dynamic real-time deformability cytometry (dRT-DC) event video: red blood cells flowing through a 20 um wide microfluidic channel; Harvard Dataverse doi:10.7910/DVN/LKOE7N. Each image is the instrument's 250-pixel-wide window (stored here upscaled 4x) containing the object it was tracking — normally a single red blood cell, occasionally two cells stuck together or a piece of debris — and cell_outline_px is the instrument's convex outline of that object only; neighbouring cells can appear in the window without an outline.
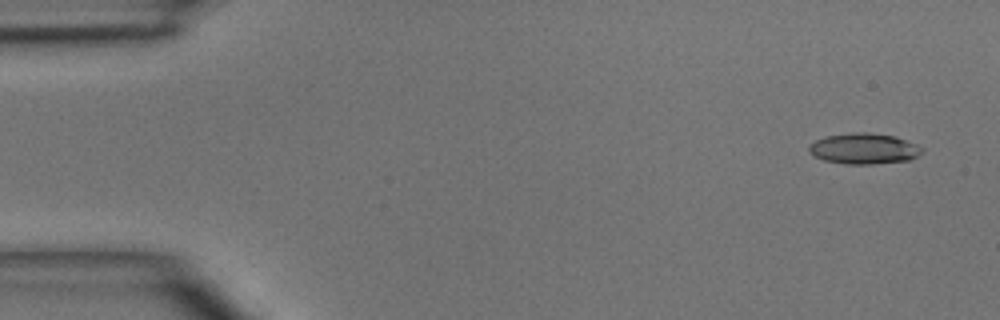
{"species": "common noctule bat (a hibernating species)", "species_latin": "Nyctalus noctula", "temperature_condition": "room temperature", "stored_images_in_passage": 4, "camera_frame_rate_fps": 3000, "um_per_image_px": 0.085, "animal": {"sex": "male", "body_mass_g": 15.6}, "frame": {"image": 1, "passage_image": 1, "time_ms": 0.0, "image_size_px": [1000, 320], "cell_outline_px": [[924, 152], [908, 160], [872, 164], [848, 164], [824, 160], [808, 152], [808, 148], [816, 140], [824, 136], [852, 132], [868, 132], [896, 136], [916, 144], [924, 148]], "centroid_in_image_um": [73.45, 12.62], "position_along_channel_um": 11.5, "area_um2": 20.29}}
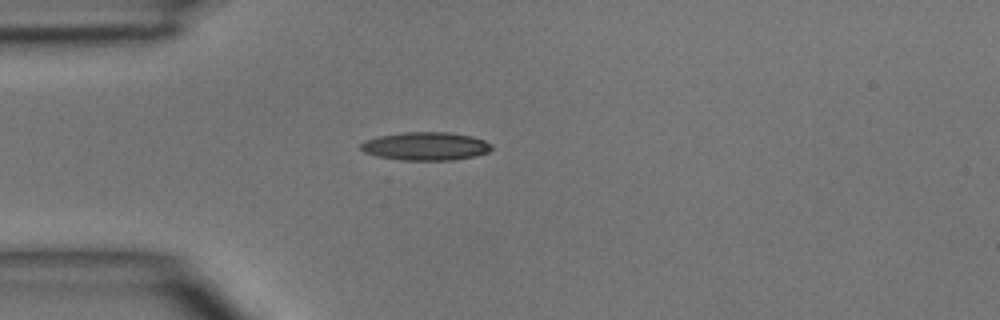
{"frame": {"image": 2, "passage_image": 4, "time_ms": 3.333, "image_size_px": [1000, 320], "cell_outline_px": [[492, 148], [488, 152], [472, 156], [452, 160], [400, 160], [376, 156], [364, 152], [360, 148], [360, 144], [364, 140], [380, 136], [400, 132], [448, 132], [472, 136], [484, 140], [492, 144]], "centroid_in_image_um": [36.15, 12.42], "position_along_channel_um": 48.8, "area_um2": 21.56}}